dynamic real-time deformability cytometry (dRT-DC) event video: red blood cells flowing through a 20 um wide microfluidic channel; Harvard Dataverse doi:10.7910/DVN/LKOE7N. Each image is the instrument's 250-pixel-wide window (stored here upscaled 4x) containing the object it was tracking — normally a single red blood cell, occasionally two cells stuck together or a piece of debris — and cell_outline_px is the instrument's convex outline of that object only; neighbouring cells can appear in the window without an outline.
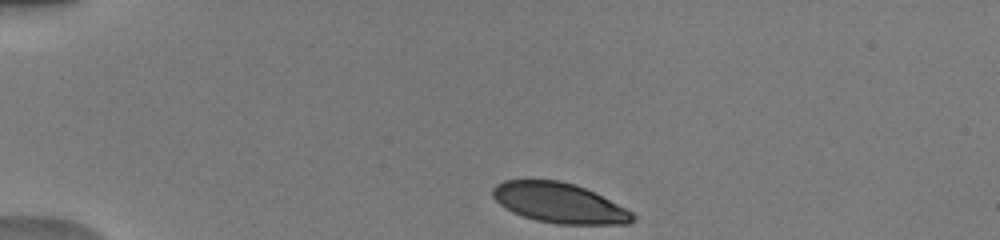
{"species": "human", "species_latin": "Homo sapiens", "temperature_condition": "warm", "stored_images_in_passage": 40, "camera_frame_rate_fps": 3000, "um_per_image_px": 0.085, "donor": {"sex": "male"}, "frame": {"image": 1, "passage_image": 1, "time_ms": 0.0, "image_size_px": [1000, 240], "cell_outline_px": [[636, 220], [628, 224], [556, 224], [536, 220], [512, 212], [504, 208], [492, 196], [492, 188], [496, 184], [504, 180], [560, 180], [584, 188], [632, 212], [636, 216]], "centroid_in_image_um": [47.5, 17.26], "position_along_channel_um": 37.5, "area_um2": 32.37}}
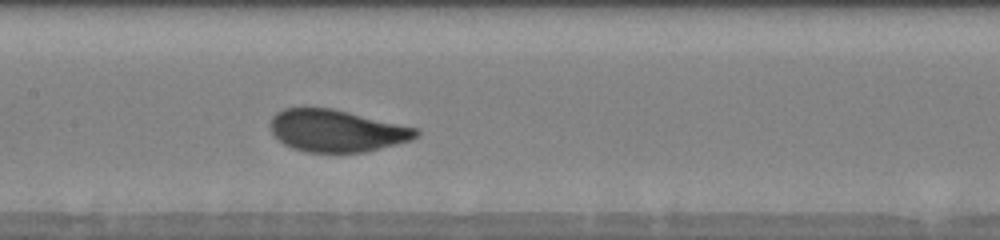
{"frame": {"image": 2, "passage_image": 16, "time_ms": 5.0, "image_size_px": [1000, 240], "cell_outline_px": [[420, 132], [412, 140], [364, 152], [304, 152], [292, 148], [284, 144], [272, 132], [272, 116], [276, 112], [284, 108], [332, 108], [420, 128]], "centroid_in_image_um": [28.65, 11.11], "position_along_channel_um": 178.8, "area_um2": 35.66}}
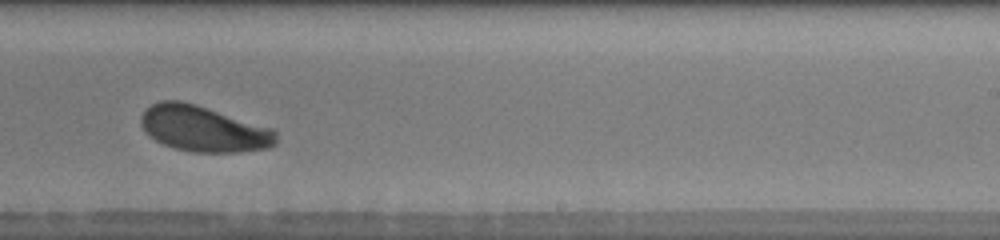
{"frame": {"image": 3, "passage_image": 23, "time_ms": 7.333, "image_size_px": [1000, 240], "cell_outline_px": [[276, 144], [268, 148], [240, 152], [192, 152], [172, 148], [156, 140], [144, 132], [140, 124], [140, 116], [144, 108], [160, 100], [180, 100], [196, 104], [272, 128], [276, 132]], "centroid_in_image_um": [17.26, 10.94], "position_along_channel_um": 271.7, "area_um2": 36.36}, "authors_computed_cell_mechanics": {"area_um2": 36.125, "velocity_mm_per_s": 3.9943, "shape_relaxation_time_tau1_ms": 1.8198, "shape_relaxation_time_tau2_ms": null, "deformation_change_tau1": 0.1288, "deformation_change_tau2": null}}